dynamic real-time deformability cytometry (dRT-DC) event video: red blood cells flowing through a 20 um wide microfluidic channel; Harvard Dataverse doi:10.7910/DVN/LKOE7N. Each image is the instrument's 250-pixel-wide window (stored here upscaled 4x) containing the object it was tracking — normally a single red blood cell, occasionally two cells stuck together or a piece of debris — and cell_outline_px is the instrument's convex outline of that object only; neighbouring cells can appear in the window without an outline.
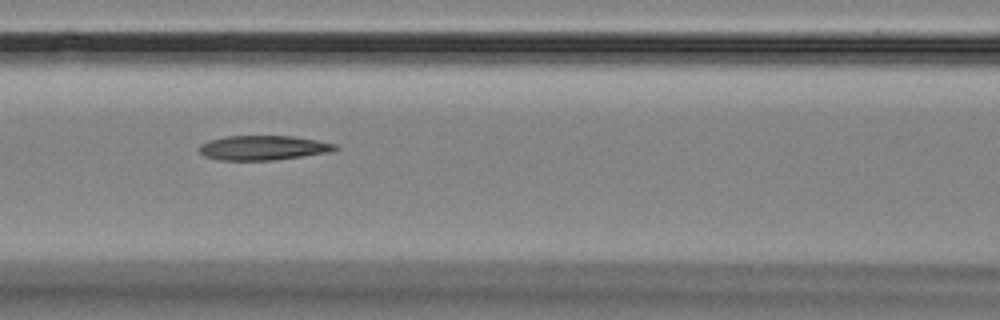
{"species": "Egyptian fruit bat (a non-hibernating species)", "species_latin": "Rousettus aegyptiacus", "temperature_condition": "room temperature", "stored_images_in_passage": 13, "camera_frame_rate_fps": 3000, "um_per_image_px": 0.085, "animal": {"sex": "female"}, "frame": {"image": 1, "passage_image": 6, "time_ms": 5.667, "image_size_px": [1000, 320], "cell_outline_px": [[340, 148], [328, 152], [272, 160], [220, 160], [204, 156], [200, 152], [200, 144], [208, 140], [224, 136], [292, 136], [316, 140], [336, 144]], "centroid_in_image_um": [22.33, 12.55], "position_along_channel_um": 144.3, "area_um2": 19.31}}
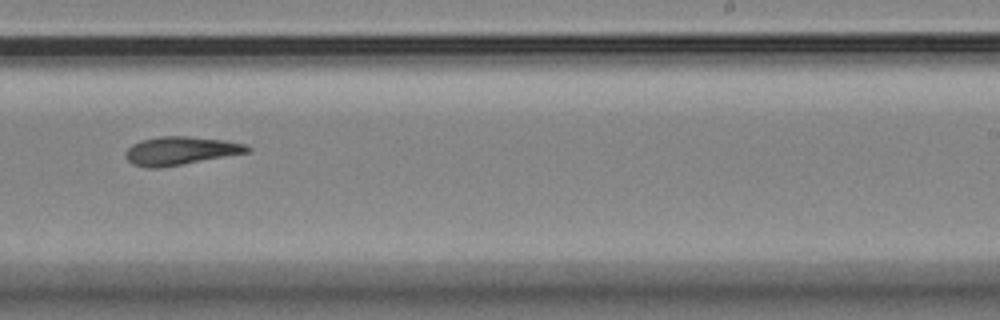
{"frame": {"image": 2, "passage_image": 9, "time_ms": 9.333, "image_size_px": [1000, 320], "cell_outline_px": [[252, 152], [160, 168], [148, 168], [132, 164], [124, 156], [124, 152], [132, 144], [140, 140], [160, 136], [188, 136], [224, 140], [248, 144], [252, 148]], "centroid_in_image_um": [15.37, 12.81], "position_along_channel_um": 273.6, "area_um2": 20.4}}
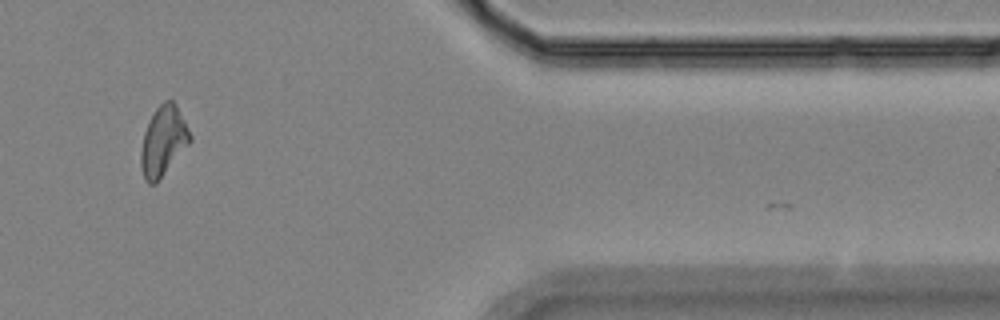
{"frame": {"image": 3, "passage_image": 12, "time_ms": 13.667, "image_size_px": [1000, 320], "cell_outline_px": [[192, 140], [156, 184], [148, 184], [144, 180], [140, 164], [140, 152], [144, 132], [148, 120], [156, 108], [164, 100], [172, 100], [176, 104], [192, 136]], "centroid_in_image_um": [13.86, 12.0], "position_along_channel_um": 397.5, "area_um2": 20.06}}